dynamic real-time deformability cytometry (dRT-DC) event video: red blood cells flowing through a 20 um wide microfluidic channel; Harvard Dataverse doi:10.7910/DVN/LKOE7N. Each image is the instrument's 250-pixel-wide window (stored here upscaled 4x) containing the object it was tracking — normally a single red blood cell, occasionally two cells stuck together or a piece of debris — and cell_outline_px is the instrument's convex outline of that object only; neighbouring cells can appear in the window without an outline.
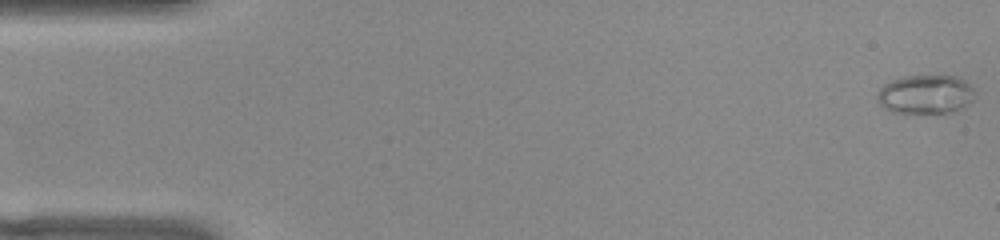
{"species": "common noctule bat (a hibernating species)", "species_latin": "Nyctalus noctula", "temperature_condition": "warm", "stored_images_in_passage": 53, "camera_frame_rate_fps": 3000, "um_per_image_px": 0.085, "animal": {"sex": "female", "body_mass_g": 22.0, "forearm_length_mm": 56.7}, "frame": {"image": 1, "passage_image": 1, "time_ms": 0.0, "image_size_px": [1000, 240], "cell_outline_px": [[972, 100], [960, 108], [952, 112], [904, 116], [888, 112], [876, 100], [876, 92], [884, 84], [900, 76], [956, 76], [964, 80], [972, 88]], "centroid_in_image_um": [78.55, 8.07], "position_along_channel_um": 6.5, "area_um2": 22.83}}
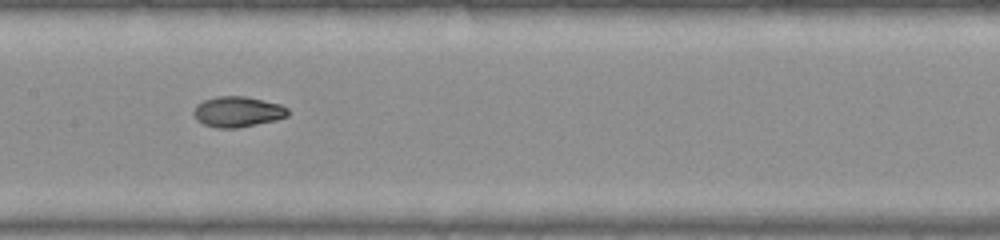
{"frame": {"image": 2, "passage_image": 26, "time_ms": 8.333, "image_size_px": [1000, 240], "cell_outline_px": [[288, 116], [276, 120], [236, 128], [216, 128], [204, 124], [196, 120], [192, 112], [196, 104], [204, 100], [216, 96], [244, 96], [280, 104], [288, 108]], "centroid_in_image_um": [20.17, 9.5], "position_along_channel_um": 187.2, "area_um2": 16.82}}
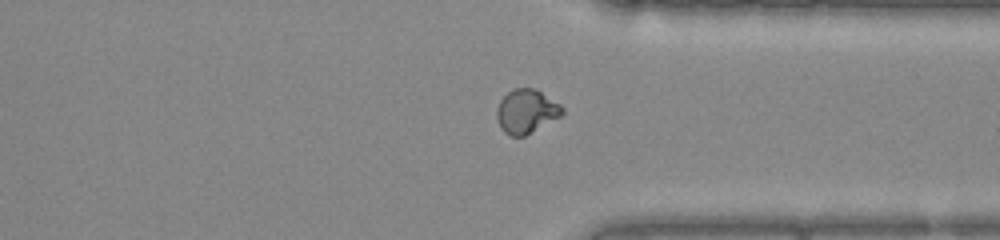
{"frame": {"image": 3, "passage_image": 40, "time_ms": 13.0, "image_size_px": [1000, 240], "cell_outline_px": [[564, 112], [560, 116], [524, 136], [508, 136], [500, 128], [496, 116], [496, 108], [500, 100], [512, 88], [536, 88], [560, 104], [564, 108]], "centroid_in_image_um": [44.71, 9.45], "position_along_channel_um": 366.7, "area_um2": 16.82}, "authors_computed_cell_mechanics": {"area_um2": 16.9932, "velocity_mm_per_s": 3.8724, "shape_relaxation_time_tau1_ms": 6.4465, "shape_relaxation_time_tau2_ms": 1.1424, "deformation_change_tau1": 0.2179, "deformation_change_tau2": 0.0464}}